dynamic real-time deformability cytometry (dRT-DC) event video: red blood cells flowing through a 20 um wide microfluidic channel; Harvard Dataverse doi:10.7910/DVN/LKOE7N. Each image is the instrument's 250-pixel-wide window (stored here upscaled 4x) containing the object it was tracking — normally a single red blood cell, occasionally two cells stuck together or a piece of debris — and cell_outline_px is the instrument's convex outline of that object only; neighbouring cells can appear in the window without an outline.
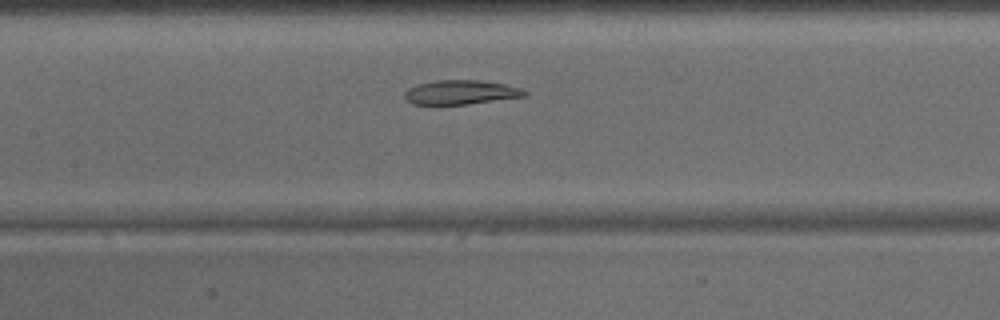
{"species": "common noctule bat (a hibernating species)", "species_latin": "Nyctalus noctula", "temperature_condition": "warm", "stored_images_in_passage": 17, "camera_frame_rate_fps": 3000, "um_per_image_px": 0.085, "animal": {"sex": "male", "body_mass_g": 15.6}, "frame": {"image": 1, "passage_image": 12, "time_ms": 3.667, "image_size_px": [1000, 320], "cell_outline_px": [[528, 96], [468, 104], [412, 104], [404, 96], [404, 92], [408, 88], [416, 84], [436, 80], [480, 80], [504, 84], [520, 88], [528, 92]], "centroid_in_image_um": [39.18, 7.84], "position_along_channel_um": 168.2, "area_um2": 16.99}}
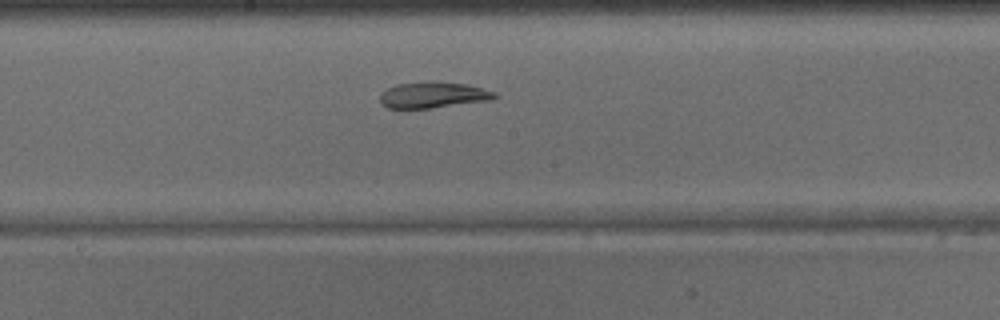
{"frame": {"image": 2, "passage_image": 15, "time_ms": 4.667, "image_size_px": [1000, 320], "cell_outline_px": [[496, 96], [492, 100], [428, 108], [388, 108], [380, 104], [380, 96], [388, 88], [396, 84], [424, 80], [428, 80], [464, 84], [496, 92]], "centroid_in_image_um": [36.78, 8.06], "position_along_channel_um": 211.4, "area_um2": 17.4}}